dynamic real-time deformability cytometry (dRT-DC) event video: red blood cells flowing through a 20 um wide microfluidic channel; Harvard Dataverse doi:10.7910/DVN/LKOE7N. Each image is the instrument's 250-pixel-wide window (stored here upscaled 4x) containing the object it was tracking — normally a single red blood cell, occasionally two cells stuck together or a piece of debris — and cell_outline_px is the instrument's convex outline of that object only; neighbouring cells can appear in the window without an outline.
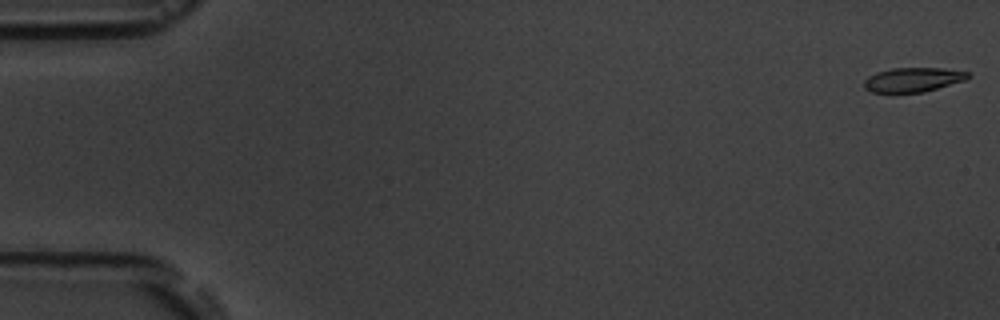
{"species": "common noctule bat (a hibernating species)", "species_latin": "Nyctalus noctula", "temperature_condition": "room temperature", "stored_images_in_passage": 5, "camera_frame_rate_fps": 3000, "um_per_image_px": 0.085, "animal": {"sex": "male", "body_mass_g": 19.5, "forearm_length_mm": 54.6}, "frame": {"image": 1, "passage_image": 1, "time_ms": 0.0, "image_size_px": [1000, 320], "cell_outline_px": [[972, 76], [964, 80], [924, 92], [892, 96], [868, 92], [864, 88], [864, 80], [868, 76], [876, 72], [892, 68], [940, 68], [972, 72]], "centroid_in_image_um": [77.52, 6.83], "position_along_channel_um": 7.5, "area_um2": 15.61}}
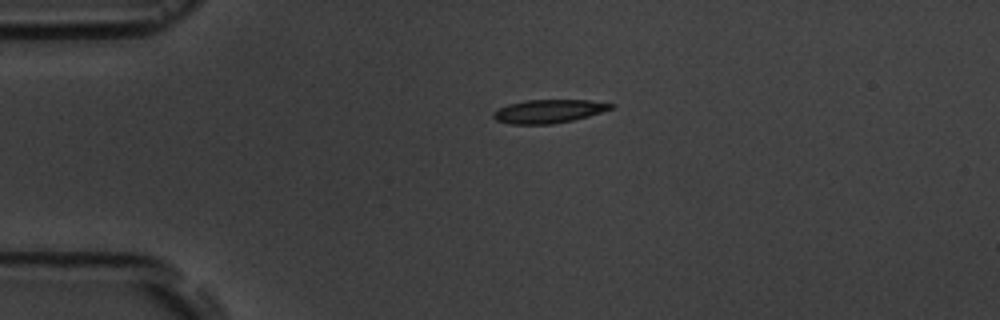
{"frame": {"image": 2, "passage_image": 4, "time_ms": 4.0, "image_size_px": [1000, 320], "cell_outline_px": [[612, 108], [588, 116], [572, 120], [552, 124], [508, 124], [496, 120], [492, 116], [492, 112], [508, 104], [524, 100], [588, 100], [612, 104]], "centroid_in_image_um": [46.56, 9.46], "position_along_channel_um": 38.4, "area_um2": 15.9}}